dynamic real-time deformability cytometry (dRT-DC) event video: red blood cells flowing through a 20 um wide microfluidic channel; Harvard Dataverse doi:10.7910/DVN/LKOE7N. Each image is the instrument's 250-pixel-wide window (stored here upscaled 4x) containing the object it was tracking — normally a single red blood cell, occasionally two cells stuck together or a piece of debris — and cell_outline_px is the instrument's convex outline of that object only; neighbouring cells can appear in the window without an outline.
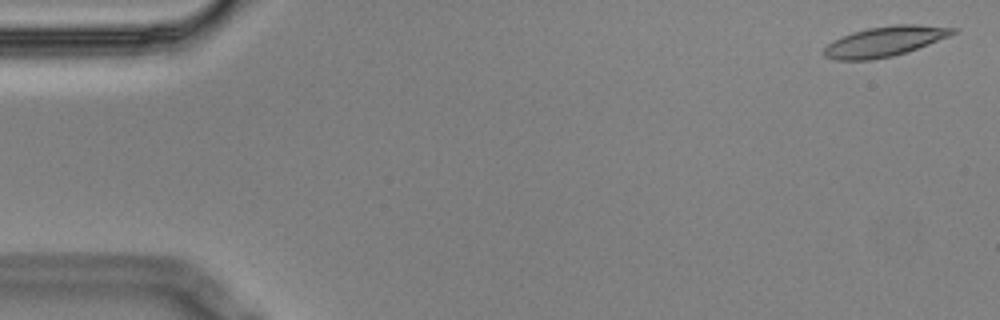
{"species": "Egyptian fruit bat (a non-hibernating species)", "species_latin": "Rousettus aegyptiacus", "temperature_condition": "cold", "stored_images_in_passage": 6, "camera_frame_rate_fps": 3000, "um_per_image_px": 0.085, "animal": {"sex": "male"}, "frame": {"image": 1, "passage_image": 1, "time_ms": 0.0, "image_size_px": [1000, 320], "cell_outline_px": [[960, 28], [956, 32], [948, 36], [928, 44], [892, 56], [872, 60], [836, 60], [824, 56], [824, 48], [828, 44], [852, 32], [868, 28], [896, 24], [916, 24]], "centroid_in_image_um": [75.22, 3.51], "position_along_channel_um": 9.8, "area_um2": 22.25}}
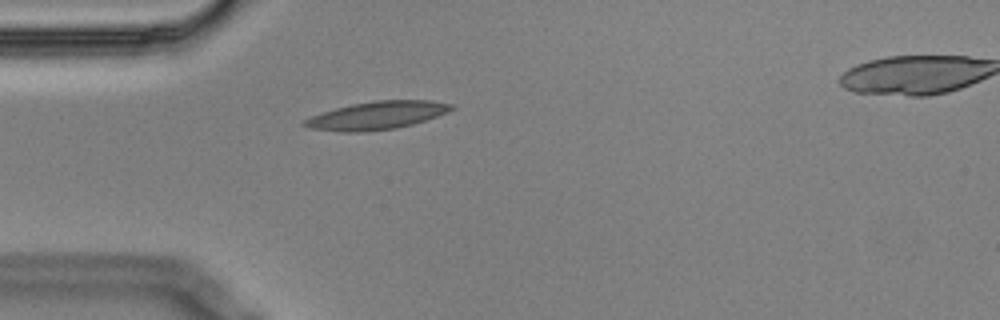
{"frame": {"image": 2, "passage_image": 5, "time_ms": 1.333, "image_size_px": [1000, 320], "cell_outline_px": [[456, 108], [448, 112], [412, 124], [396, 128], [360, 132], [340, 132], [312, 128], [300, 124], [304, 120], [312, 116], [336, 108], [352, 104], [376, 100], [428, 100], [456, 104]], "centroid_in_image_um": [32.08, 9.8], "position_along_channel_um": 52.9, "area_um2": 23.81}}